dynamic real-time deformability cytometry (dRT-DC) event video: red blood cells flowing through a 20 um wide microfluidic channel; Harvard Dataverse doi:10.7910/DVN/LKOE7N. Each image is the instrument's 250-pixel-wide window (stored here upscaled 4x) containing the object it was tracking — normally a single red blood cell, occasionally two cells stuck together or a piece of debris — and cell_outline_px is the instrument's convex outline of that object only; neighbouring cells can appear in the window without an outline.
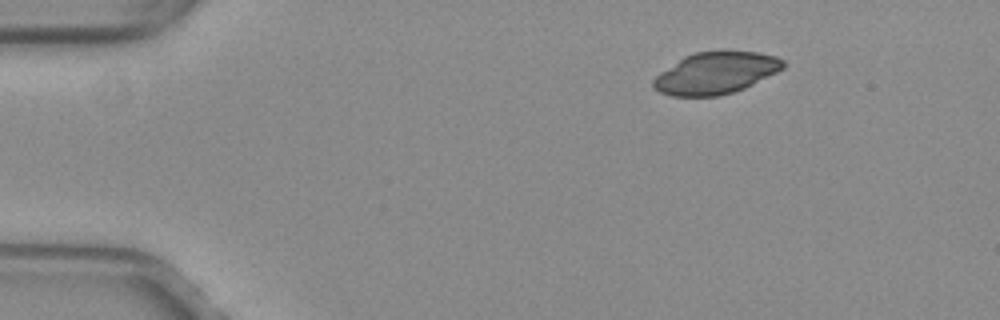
{"species": "common noctule bat (a hibernating species)", "species_latin": "Nyctalus noctula", "temperature_condition": "warm", "stored_images_in_passage": 45, "camera_frame_rate_fps": 3000, "um_per_image_px": 0.085, "animal": {"sex": "female", "body_mass_g": 29.2, "forearm_length_mm": 56.3}, "frame": {"image": 1, "passage_image": 1, "time_ms": 0.0, "image_size_px": [1000, 320], "cell_outline_px": [[784, 68], [744, 88], [720, 96], [672, 96], [660, 92], [652, 84], [652, 80], [660, 72], [684, 56], [696, 52], [720, 48], [724, 48], [756, 52], [776, 56], [784, 60]], "centroid_in_image_um": [60.84, 6.16], "position_along_channel_um": 24.2, "area_um2": 32.08}}